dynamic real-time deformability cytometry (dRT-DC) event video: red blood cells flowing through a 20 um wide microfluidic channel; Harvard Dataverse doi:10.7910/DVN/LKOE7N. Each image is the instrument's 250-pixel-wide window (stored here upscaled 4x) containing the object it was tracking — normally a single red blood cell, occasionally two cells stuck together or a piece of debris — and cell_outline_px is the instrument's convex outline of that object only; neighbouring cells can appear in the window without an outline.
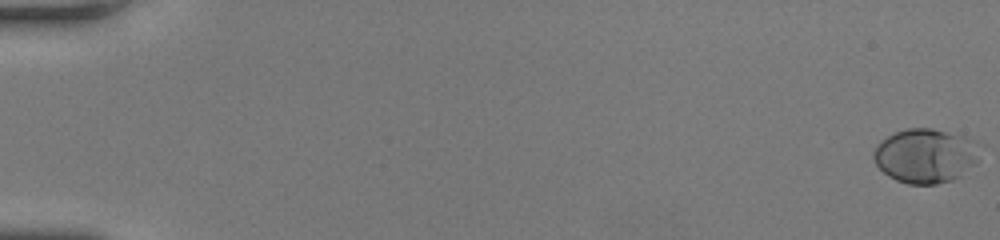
{"species": "human", "species_latin": "Homo sapiens", "temperature_condition": "room temperature", "stored_images_in_passage": 47, "camera_frame_rate_fps": 3000, "um_per_image_px": 0.085, "donor": {"sex": "female"}, "frame": {"image": 1, "passage_image": 1, "time_ms": 0.0, "image_size_px": [1000, 240], "cell_outline_px": [[980, 160], [976, 164], [960, 176], [952, 180], [936, 184], [908, 184], [896, 180], [888, 176], [876, 164], [872, 156], [872, 152], [876, 144], [880, 140], [896, 132], [908, 128], [932, 128], [964, 136], [976, 140]], "centroid_in_image_um": [78.67, 13.24], "position_along_channel_um": 6.3, "area_um2": 33.93}}
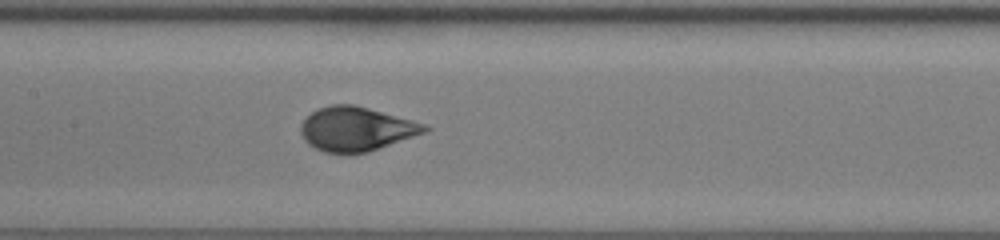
{"frame": {"image": 2, "passage_image": 28, "time_ms": 9.0, "image_size_px": [1000, 240], "cell_outline_px": [[432, 128], [424, 132], [380, 148], [368, 152], [324, 152], [308, 144], [304, 140], [300, 132], [300, 124], [316, 108], [332, 104], [352, 104], [368, 108], [412, 120], [424, 124]], "centroid_in_image_um": [30.24, 10.95], "position_along_channel_um": 177.2, "area_um2": 31.44}}
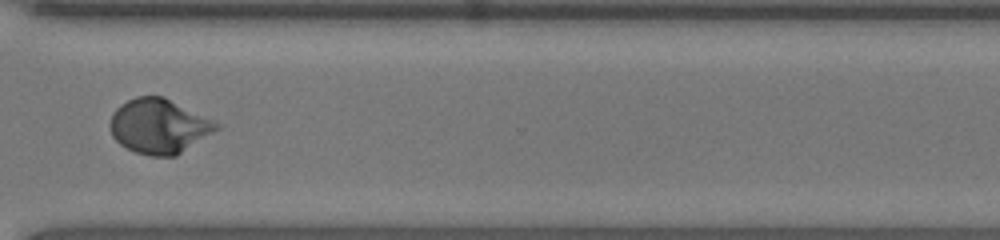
{"frame": {"image": 3, "passage_image": 41, "time_ms": 13.333, "image_size_px": [1000, 240], "cell_outline_px": [[224, 128], [176, 156], [152, 156], [136, 152], [120, 144], [112, 136], [108, 124], [112, 112], [120, 104], [136, 96], [164, 96], [224, 124]], "centroid_in_image_um": [13.59, 10.72], "position_along_channel_um": 357.0, "area_um2": 34.74}}